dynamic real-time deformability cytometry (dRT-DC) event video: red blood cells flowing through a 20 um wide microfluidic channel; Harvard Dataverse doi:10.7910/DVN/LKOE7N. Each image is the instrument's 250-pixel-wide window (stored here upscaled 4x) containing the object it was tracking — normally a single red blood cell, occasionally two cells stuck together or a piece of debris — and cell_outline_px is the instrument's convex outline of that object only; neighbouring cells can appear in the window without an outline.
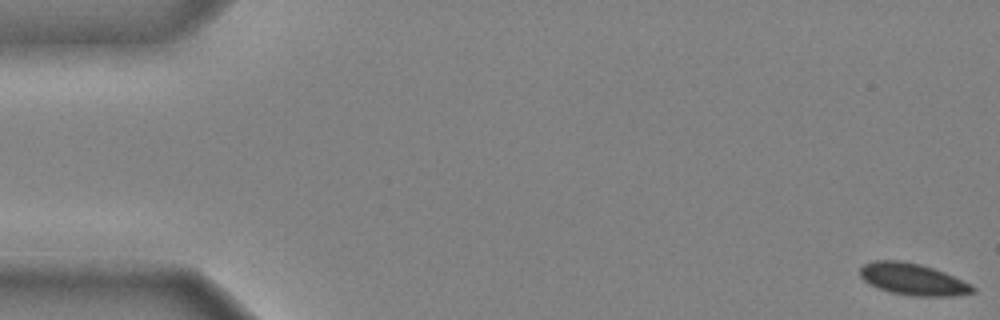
{"species": "common noctule bat (a hibernating species)", "species_latin": "Nyctalus noctula", "temperature_condition": "cold", "stored_images_in_passage": 49, "camera_frame_rate_fps": 3000, "um_per_image_px": 0.085, "animal": {"sex": "male", "body_mass_g": 20.4}, "frame": {"image": 1, "passage_image": 1, "time_ms": 0.0, "image_size_px": [1000, 320], "cell_outline_px": [[976, 292], [952, 296], [912, 296], [888, 292], [868, 284], [860, 276], [860, 268], [864, 264], [872, 260], [900, 260], [920, 264], [944, 272], [976, 288]], "centroid_in_image_um": [77.54, 23.74], "position_along_channel_um": 7.5, "area_um2": 20.81}}
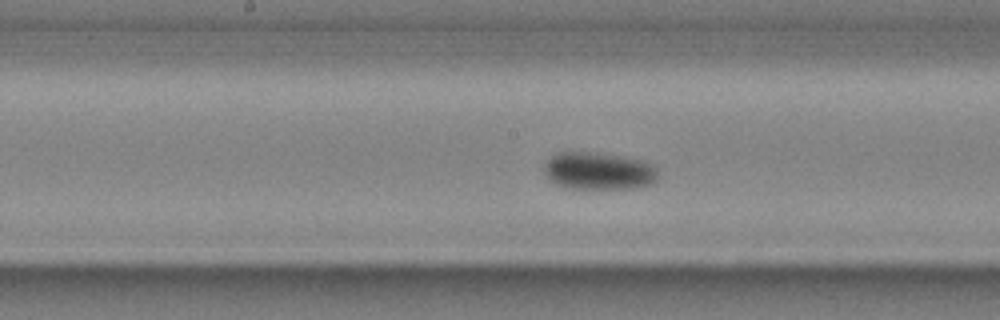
{"frame": {"image": 2, "passage_image": 26, "time_ms": 8.333, "image_size_px": [1000, 320], "cell_outline_px": [[660, 176], [652, 184], [632, 188], [572, 188], [556, 184], [544, 172], [544, 164], [556, 152], [596, 152], [624, 156], [644, 160], [652, 164], [656, 168]], "centroid_in_image_um": [50.94, 14.51], "position_along_channel_um": 197.3, "area_um2": 24.97}}
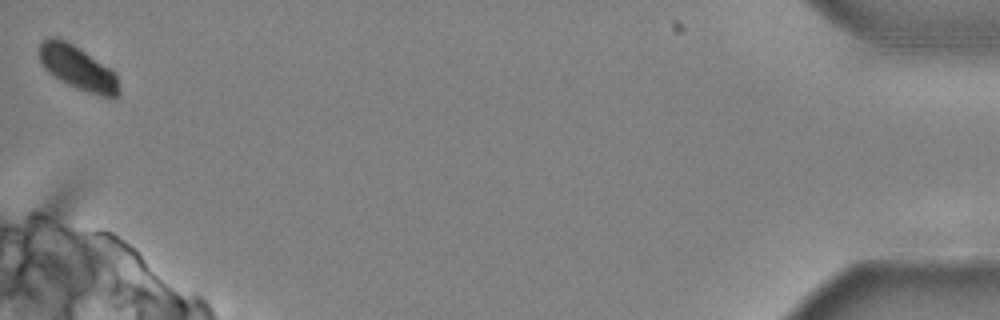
{"frame": {"image": 3, "passage_image": 49, "time_ms": 16.0, "image_size_px": [1000, 320], "cell_outline_px": [[120, 96], [116, 100], [112, 100], [76, 88], [60, 80], [48, 72], [44, 68], [40, 60], [40, 40], [48, 36], [56, 36], [72, 44], [112, 68], [116, 72], [120, 92]], "centroid_in_image_um": [6.66, 5.79], "position_along_channel_um": 428.5, "area_um2": 20.87}, "authors_computed_cell_mechanics": {"area_um2": 21.8484, "velocity_mm_per_s": 3.9326, "shape_relaxation_time_tau1_ms": 1.9668, "shape_relaxation_time_tau2_ms": null, "deformation_change_tau1": 0.0843, "deformation_change_tau2": null}}